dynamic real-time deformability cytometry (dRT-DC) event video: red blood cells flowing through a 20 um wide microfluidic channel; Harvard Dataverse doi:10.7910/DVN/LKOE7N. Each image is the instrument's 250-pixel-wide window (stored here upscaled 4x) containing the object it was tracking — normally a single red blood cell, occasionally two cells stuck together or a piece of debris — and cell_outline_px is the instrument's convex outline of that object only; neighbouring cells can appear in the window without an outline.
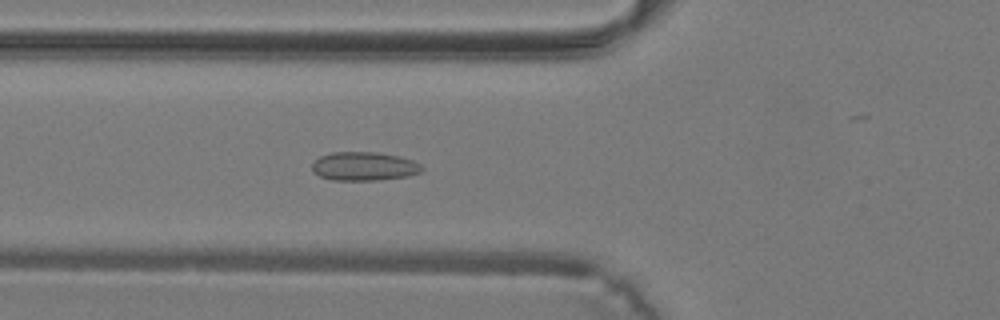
{"species": "common noctule bat (a hibernating species)", "species_latin": "Nyctalus noctula", "temperature_condition": "warm", "stored_images_in_passage": 27, "camera_frame_rate_fps": 3000, "um_per_image_px": 0.085, "animal": {"sex": "male", "body_mass_g": 19.2, "forearm_length_mm": 51.8}, "frame": {"image": 1, "passage_image": 2, "time_ms": 0.333, "image_size_px": [1000, 320], "cell_outline_px": [[424, 168], [420, 172], [408, 176], [380, 180], [332, 180], [320, 176], [312, 172], [312, 164], [320, 156], [332, 152], [376, 152], [400, 156], [412, 160], [420, 164]], "centroid_in_image_um": [30.94, 14.13], "position_along_channel_um": 94.9, "area_um2": 18.44}}
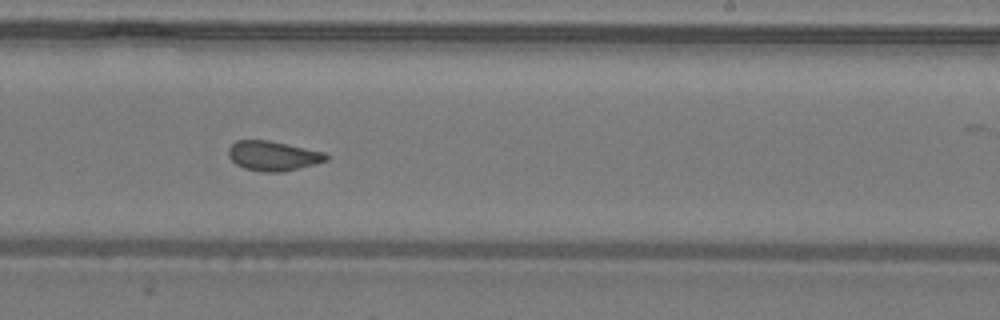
{"frame": {"image": 2, "passage_image": 12, "time_ms": 3.667, "image_size_px": [1000, 320], "cell_outline_px": [[328, 160], [316, 164], [284, 172], [260, 172], [244, 168], [236, 164], [228, 156], [228, 148], [236, 140], [268, 140], [324, 152], [328, 156]], "centroid_in_image_um": [23.2, 13.26], "position_along_channel_um": 265.8, "area_um2": 16.99}}
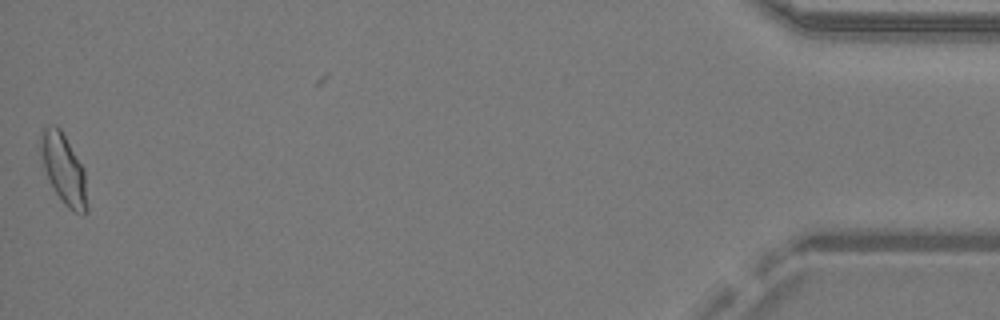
{"frame": {"image": 3, "passage_image": 27, "time_ms": 8.667, "image_size_px": [1000, 320], "cell_outline_px": [[88, 212], [84, 216], [68, 208], [64, 204], [56, 192], [44, 168], [40, 156], [40, 132], [48, 124], [52, 124], [60, 128], [84, 168], [88, 208]], "centroid_in_image_um": [5.42, 14.37], "position_along_channel_um": 429.8, "area_um2": 19.02}}